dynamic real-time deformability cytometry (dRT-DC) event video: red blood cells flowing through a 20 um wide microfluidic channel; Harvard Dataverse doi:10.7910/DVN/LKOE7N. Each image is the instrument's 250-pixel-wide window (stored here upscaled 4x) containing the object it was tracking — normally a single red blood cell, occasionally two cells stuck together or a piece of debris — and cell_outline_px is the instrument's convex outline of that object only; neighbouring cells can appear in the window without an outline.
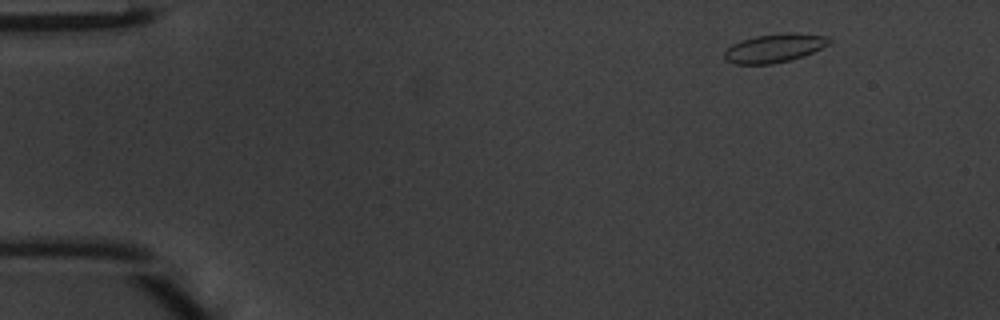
{"species": "common noctule bat (a hibernating species)", "species_latin": "Nyctalus noctula", "temperature_condition": "warm", "stored_images_in_passage": 44, "camera_frame_rate_fps": 3000, "um_per_image_px": 0.085, "animal": {"sex": "male", "body_mass_g": 20.1, "forearm_length_mm": 53.5}, "frame": {"image": 1, "passage_image": 1, "time_ms": 0.0, "image_size_px": [1000, 320], "cell_outline_px": [[832, 40], [828, 44], [804, 56], [772, 64], [736, 64], [724, 60], [724, 52], [732, 44], [740, 40], [756, 36], [788, 32], [796, 32], [828, 36]], "centroid_in_image_um": [65.82, 4.08], "position_along_channel_um": 19.2, "area_um2": 17.51}}
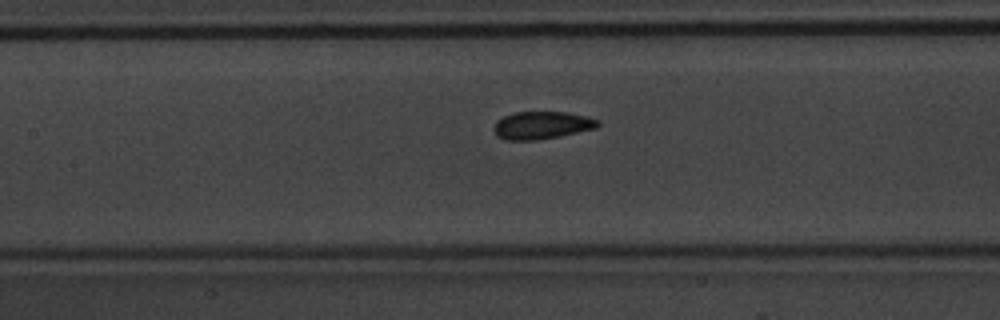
{"frame": {"image": 2, "passage_image": 18, "time_ms": 5.667, "image_size_px": [1000, 320], "cell_outline_px": [[600, 124], [596, 128], [560, 136], [536, 140], [504, 140], [496, 136], [492, 128], [496, 120], [504, 116], [516, 112], [568, 112], [600, 120]], "centroid_in_image_um": [46.02, 10.65], "position_along_channel_um": 161.4, "area_um2": 16.88}}
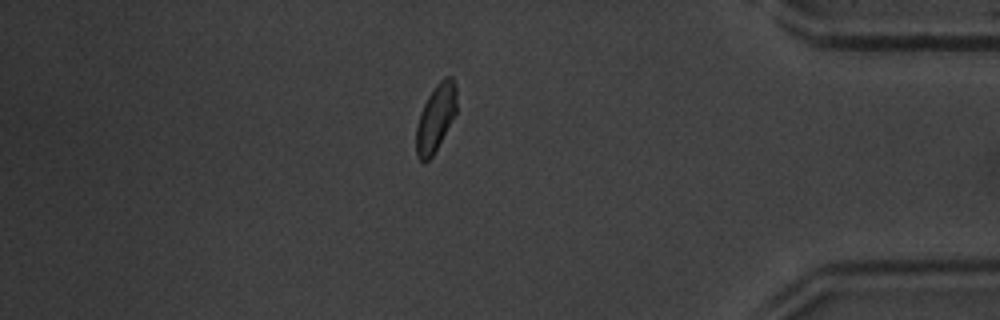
{"frame": {"image": 3, "passage_image": 37, "time_ms": 12.0, "image_size_px": [1000, 320], "cell_outline_px": [[456, 112], [432, 156], [424, 164], [416, 156], [416, 128], [420, 112], [428, 96], [436, 84], [444, 76], [452, 76], [456, 84]], "centroid_in_image_um": [37.02, 10.0], "position_along_channel_um": 398.2, "area_um2": 15.72}, "authors_computed_cell_mechanics": {"area_um2": 16.5308, "velocity_mm_per_s": 4.2333, "shape_relaxation_time_tau1_ms": 2.2194, "shape_relaxation_time_tau2_ms": 0.602, "deformation_change_tau1": 0.0987, "deformation_change_tau2": 0.0291}}